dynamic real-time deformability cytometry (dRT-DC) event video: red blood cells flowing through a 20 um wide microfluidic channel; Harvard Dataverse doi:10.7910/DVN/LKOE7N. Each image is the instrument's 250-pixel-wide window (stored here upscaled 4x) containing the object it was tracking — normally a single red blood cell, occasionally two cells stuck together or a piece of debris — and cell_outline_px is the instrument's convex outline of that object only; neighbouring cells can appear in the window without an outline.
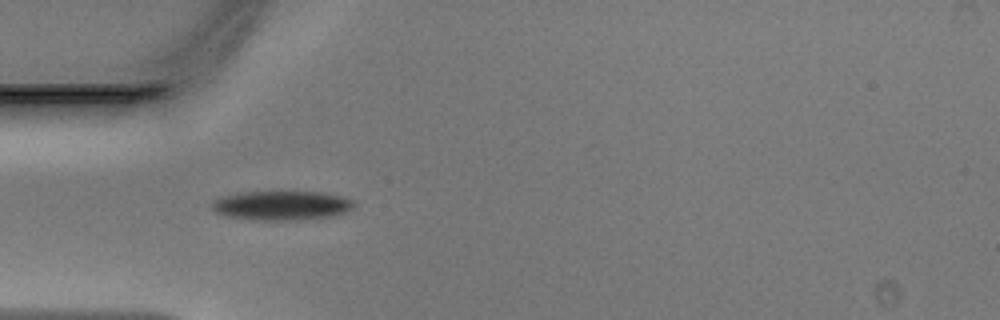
{"species": "Egyptian fruit bat (a non-hibernating species)", "species_latin": "Rousettus aegyptiacus", "temperature_condition": "warm", "stored_images_in_passage": 47, "camera_frame_rate_fps": 3000, "um_per_image_px": 0.085, "animal": {"sex": "male"}, "frame": {"image": 1, "passage_image": 14, "time_ms": 4.333, "image_size_px": [1000, 320], "cell_outline_px": [[356, 204], [348, 212], [332, 216], [284, 220], [256, 220], [228, 216], [216, 212], [208, 204], [212, 200], [224, 196], [248, 192], [320, 192], [340, 196], [356, 200]], "centroid_in_image_um": [23.96, 17.46], "position_along_channel_um": 61.0, "area_um2": 24.1}}
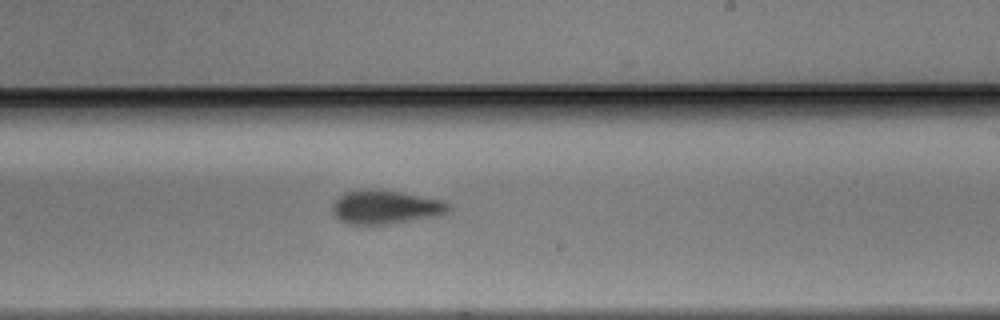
{"frame": {"image": 2, "passage_image": 28, "time_ms": 9.0, "image_size_px": [1000, 320], "cell_outline_px": [[452, 208], [440, 216], [396, 224], [348, 224], [340, 220], [332, 212], [332, 204], [340, 196], [348, 192], [400, 192], [444, 200], [452, 204]], "centroid_in_image_um": [32.88, 17.67], "position_along_channel_um": 256.1, "area_um2": 22.43}}
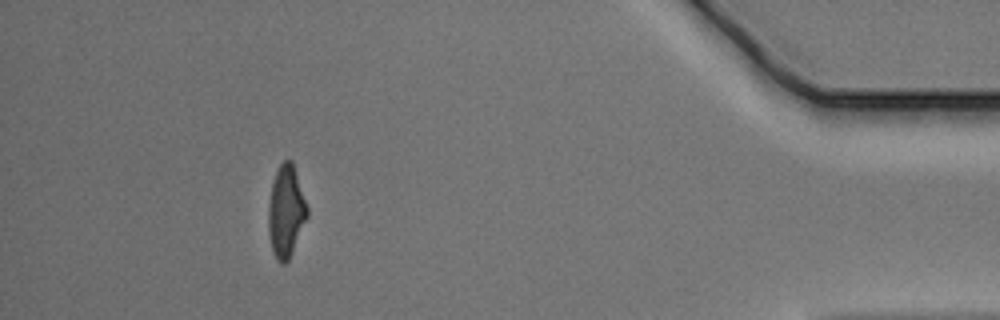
{"frame": {"image": 3, "passage_image": 43, "time_ms": 14.0, "image_size_px": [1000, 320], "cell_outline_px": [[308, 216], [292, 252], [288, 260], [284, 264], [280, 264], [276, 260], [272, 252], [268, 232], [268, 208], [272, 184], [276, 172], [280, 164], [284, 160], [292, 160], [308, 208]], "centroid_in_image_um": [24.3, 18.0], "position_along_channel_um": 410.9, "area_um2": 20.75}}